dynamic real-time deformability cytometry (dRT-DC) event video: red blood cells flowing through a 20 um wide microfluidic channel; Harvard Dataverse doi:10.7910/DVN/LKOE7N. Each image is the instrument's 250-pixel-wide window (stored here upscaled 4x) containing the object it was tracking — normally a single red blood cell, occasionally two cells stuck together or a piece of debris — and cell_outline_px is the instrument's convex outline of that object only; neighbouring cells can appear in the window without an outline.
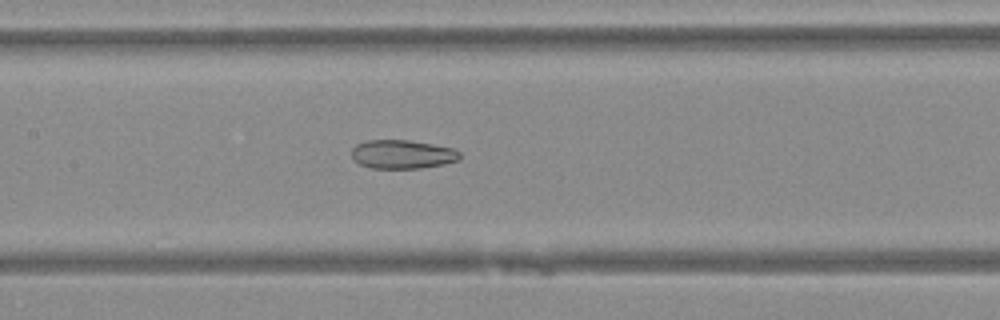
{"species": "Egyptian fruit bat (a non-hibernating species)", "species_latin": "Rousettus aegyptiacus", "temperature_condition": "warm", "stored_images_in_passage": 49, "camera_frame_rate_fps": 3000, "um_per_image_px": 0.085, "animal": {"sex": "female"}, "frame": {"image": 1, "passage_image": 24, "time_ms": 7.667, "image_size_px": [1000, 320], "cell_outline_px": [[460, 160], [444, 164], [420, 168], [372, 168], [360, 164], [352, 156], [352, 148], [356, 144], [364, 140], [408, 140], [432, 144], [452, 148], [460, 152]], "centroid_in_image_um": [34.2, 13.11], "position_along_channel_um": 173.2, "area_um2": 18.09}}
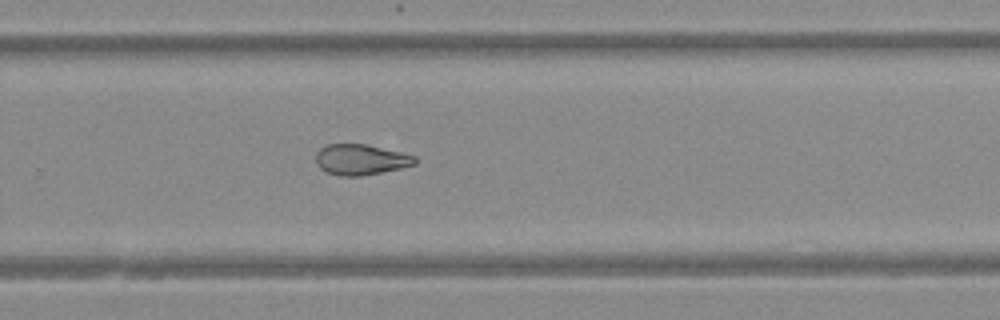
{"frame": {"image": 2, "passage_image": 33, "time_ms": 10.667, "image_size_px": [1000, 320], "cell_outline_px": [[416, 164], [400, 168], [360, 176], [340, 176], [324, 172], [316, 164], [316, 152], [320, 148], [328, 144], [368, 144], [416, 156]], "centroid_in_image_um": [30.63, 13.56], "position_along_channel_um": 299.2, "area_um2": 17.74}}
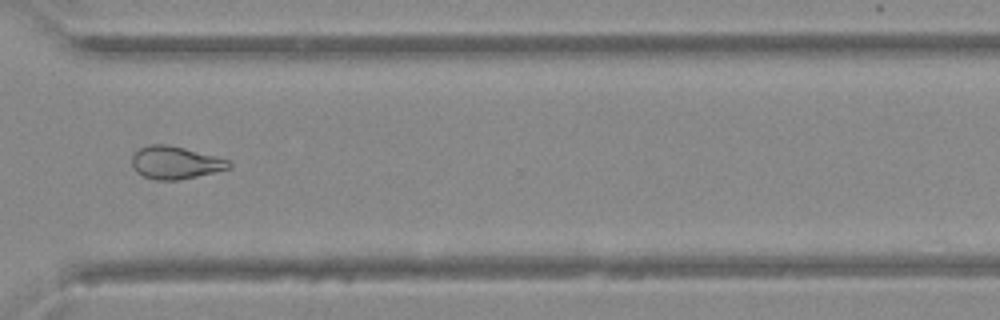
{"frame": {"image": 3, "passage_image": 37, "time_ms": 12.0, "image_size_px": [1000, 320], "cell_outline_px": [[232, 164], [228, 168], [180, 180], [156, 180], [144, 176], [136, 172], [132, 164], [132, 156], [140, 148], [148, 144], [168, 144], [184, 148], [228, 160]], "centroid_in_image_um": [14.85, 13.82], "position_along_channel_um": 355.8, "area_um2": 18.15}}